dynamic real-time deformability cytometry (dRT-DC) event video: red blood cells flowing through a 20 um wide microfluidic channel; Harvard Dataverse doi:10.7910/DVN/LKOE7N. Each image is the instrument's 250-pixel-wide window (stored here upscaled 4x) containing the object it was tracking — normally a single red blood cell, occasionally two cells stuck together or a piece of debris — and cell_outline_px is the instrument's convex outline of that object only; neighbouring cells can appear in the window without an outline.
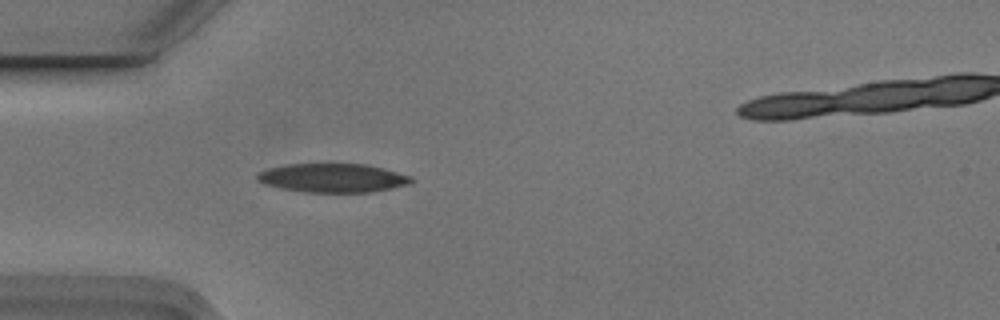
{"species": "Egyptian fruit bat (a non-hibernating species)", "species_latin": "Rousettus aegyptiacus", "temperature_condition": "cold", "stored_images_in_passage": 5, "camera_frame_rate_fps": 3000, "um_per_image_px": 0.085, "animal": {"sex": "male"}, "frame": {"image": 1, "passage_image": 4, "time_ms": 1.0, "image_size_px": [1000, 320], "cell_outline_px": [[412, 184], [372, 192], [304, 192], [280, 188], [264, 184], [256, 180], [256, 176], [260, 172], [268, 168], [288, 164], [364, 164], [384, 168], [412, 176]], "centroid_in_image_um": [28.3, 15.13], "position_along_channel_um": 56.7, "area_um2": 25.95}}